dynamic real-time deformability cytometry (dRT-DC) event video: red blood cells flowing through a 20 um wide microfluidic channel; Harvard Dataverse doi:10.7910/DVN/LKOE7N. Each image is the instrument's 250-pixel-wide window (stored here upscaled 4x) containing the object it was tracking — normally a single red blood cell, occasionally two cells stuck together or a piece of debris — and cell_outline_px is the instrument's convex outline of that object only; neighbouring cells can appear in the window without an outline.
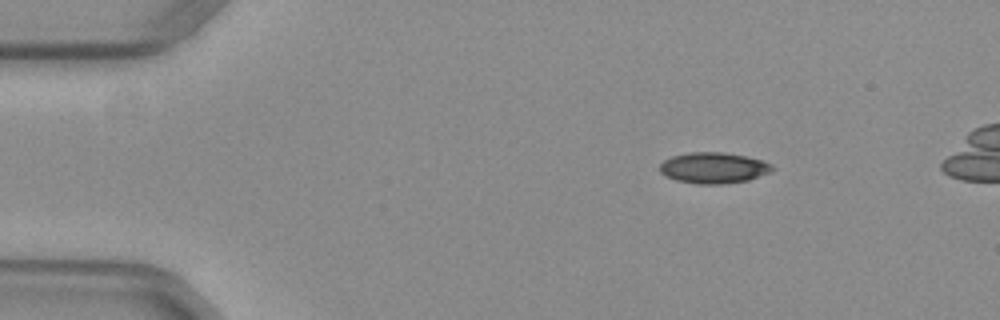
{"species": "common noctule bat (a hibernating species)", "species_latin": "Nyctalus noctula", "temperature_condition": "warm", "stored_images_in_passage": 6, "camera_frame_rate_fps": 3000, "um_per_image_px": 0.085, "animal": {"sex": "female", "body_mass_g": 29.2, "forearm_length_mm": 56.3}, "frame": {"image": 1, "passage_image": 1, "time_ms": 0.0, "image_size_px": [1000, 320], "cell_outline_px": [[776, 168], [768, 172], [748, 180], [720, 184], [700, 184], [676, 180], [660, 172], [660, 164], [664, 160], [672, 156], [688, 152], [724, 152], [764, 160], [772, 164]], "centroid_in_image_um": [60.66, 14.25], "position_along_channel_um": 24.3, "area_um2": 20.17}}